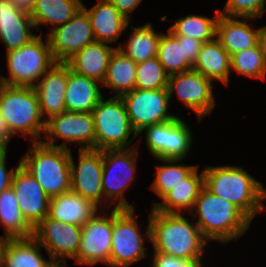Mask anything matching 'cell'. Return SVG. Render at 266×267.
Here are the masks:
<instances>
[{
	"mask_svg": "<svg viewBox=\"0 0 266 267\" xmlns=\"http://www.w3.org/2000/svg\"><path fill=\"white\" fill-rule=\"evenodd\" d=\"M150 243L154 251L185 260H202L208 240L184 213H163L151 207Z\"/></svg>",
	"mask_w": 266,
	"mask_h": 267,
	"instance_id": "6da1fadb",
	"label": "cell"
},
{
	"mask_svg": "<svg viewBox=\"0 0 266 267\" xmlns=\"http://www.w3.org/2000/svg\"><path fill=\"white\" fill-rule=\"evenodd\" d=\"M204 187L212 194L235 204L251 221L266 210V188L241 166L203 168Z\"/></svg>",
	"mask_w": 266,
	"mask_h": 267,
	"instance_id": "7a4b0ae2",
	"label": "cell"
},
{
	"mask_svg": "<svg viewBox=\"0 0 266 267\" xmlns=\"http://www.w3.org/2000/svg\"><path fill=\"white\" fill-rule=\"evenodd\" d=\"M195 213L197 215H195ZM208 241L228 244L249 230L252 221L232 202L212 194L203 187L189 215Z\"/></svg>",
	"mask_w": 266,
	"mask_h": 267,
	"instance_id": "3957f363",
	"label": "cell"
},
{
	"mask_svg": "<svg viewBox=\"0 0 266 267\" xmlns=\"http://www.w3.org/2000/svg\"><path fill=\"white\" fill-rule=\"evenodd\" d=\"M20 162L51 198L71 191L70 151L32 142Z\"/></svg>",
	"mask_w": 266,
	"mask_h": 267,
	"instance_id": "277c9868",
	"label": "cell"
},
{
	"mask_svg": "<svg viewBox=\"0 0 266 267\" xmlns=\"http://www.w3.org/2000/svg\"><path fill=\"white\" fill-rule=\"evenodd\" d=\"M0 112L14 135H28L32 142L44 138L45 120L34 87L1 84Z\"/></svg>",
	"mask_w": 266,
	"mask_h": 267,
	"instance_id": "5b68a950",
	"label": "cell"
},
{
	"mask_svg": "<svg viewBox=\"0 0 266 267\" xmlns=\"http://www.w3.org/2000/svg\"><path fill=\"white\" fill-rule=\"evenodd\" d=\"M95 149H127L138 147L133 142L139 137L133 129L121 97H103L93 109ZM132 136V137H131Z\"/></svg>",
	"mask_w": 266,
	"mask_h": 267,
	"instance_id": "8992f818",
	"label": "cell"
},
{
	"mask_svg": "<svg viewBox=\"0 0 266 267\" xmlns=\"http://www.w3.org/2000/svg\"><path fill=\"white\" fill-rule=\"evenodd\" d=\"M138 147L103 150L102 193L104 210L135 209L125 191L136 182ZM117 203V204H116Z\"/></svg>",
	"mask_w": 266,
	"mask_h": 267,
	"instance_id": "52a82bcc",
	"label": "cell"
},
{
	"mask_svg": "<svg viewBox=\"0 0 266 267\" xmlns=\"http://www.w3.org/2000/svg\"><path fill=\"white\" fill-rule=\"evenodd\" d=\"M6 60L9 75H2V80L3 84L12 86L34 87L56 63L41 32L21 48L7 51Z\"/></svg>",
	"mask_w": 266,
	"mask_h": 267,
	"instance_id": "ba28073f",
	"label": "cell"
},
{
	"mask_svg": "<svg viewBox=\"0 0 266 267\" xmlns=\"http://www.w3.org/2000/svg\"><path fill=\"white\" fill-rule=\"evenodd\" d=\"M135 211L136 209H113L110 267H130L148 256L144 244L145 241H150L149 216L144 233V230L140 231V223L136 220Z\"/></svg>",
	"mask_w": 266,
	"mask_h": 267,
	"instance_id": "9c48e42d",
	"label": "cell"
},
{
	"mask_svg": "<svg viewBox=\"0 0 266 267\" xmlns=\"http://www.w3.org/2000/svg\"><path fill=\"white\" fill-rule=\"evenodd\" d=\"M42 143L52 147L71 149L68 144L80 145L79 149H95V130L92 112H63L45 121ZM58 138L64 140L58 145Z\"/></svg>",
	"mask_w": 266,
	"mask_h": 267,
	"instance_id": "30bf717a",
	"label": "cell"
},
{
	"mask_svg": "<svg viewBox=\"0 0 266 267\" xmlns=\"http://www.w3.org/2000/svg\"><path fill=\"white\" fill-rule=\"evenodd\" d=\"M133 129L139 134L145 127L167 122L178 115L169 113L167 88L138 89L121 96Z\"/></svg>",
	"mask_w": 266,
	"mask_h": 267,
	"instance_id": "8fae6325",
	"label": "cell"
},
{
	"mask_svg": "<svg viewBox=\"0 0 266 267\" xmlns=\"http://www.w3.org/2000/svg\"><path fill=\"white\" fill-rule=\"evenodd\" d=\"M104 215H102L103 213ZM78 253L73 259L78 265L94 266L104 263L110 267L113 234V208L107 213L100 209L83 224Z\"/></svg>",
	"mask_w": 266,
	"mask_h": 267,
	"instance_id": "7c38bea8",
	"label": "cell"
},
{
	"mask_svg": "<svg viewBox=\"0 0 266 267\" xmlns=\"http://www.w3.org/2000/svg\"><path fill=\"white\" fill-rule=\"evenodd\" d=\"M214 86L212 80L192 69L169 75L167 90L170 102L173 94H177L187 110L195 112L198 120L201 121L203 117L211 114L217 105L213 93Z\"/></svg>",
	"mask_w": 266,
	"mask_h": 267,
	"instance_id": "4fadbf2b",
	"label": "cell"
},
{
	"mask_svg": "<svg viewBox=\"0 0 266 267\" xmlns=\"http://www.w3.org/2000/svg\"><path fill=\"white\" fill-rule=\"evenodd\" d=\"M45 35L56 63H65L89 43L96 41L90 18L82 7L70 21Z\"/></svg>",
	"mask_w": 266,
	"mask_h": 267,
	"instance_id": "5bb4252c",
	"label": "cell"
},
{
	"mask_svg": "<svg viewBox=\"0 0 266 267\" xmlns=\"http://www.w3.org/2000/svg\"><path fill=\"white\" fill-rule=\"evenodd\" d=\"M77 164L70 151L71 191L92 201L102 210L103 151L79 149Z\"/></svg>",
	"mask_w": 266,
	"mask_h": 267,
	"instance_id": "9a60e30c",
	"label": "cell"
},
{
	"mask_svg": "<svg viewBox=\"0 0 266 267\" xmlns=\"http://www.w3.org/2000/svg\"><path fill=\"white\" fill-rule=\"evenodd\" d=\"M81 226L45 217L33 228V237L45 248L52 260L74 259L81 242Z\"/></svg>",
	"mask_w": 266,
	"mask_h": 267,
	"instance_id": "2e32d148",
	"label": "cell"
},
{
	"mask_svg": "<svg viewBox=\"0 0 266 267\" xmlns=\"http://www.w3.org/2000/svg\"><path fill=\"white\" fill-rule=\"evenodd\" d=\"M12 188L23 217L32 228L36 227L48 216L50 197L21 165L13 175Z\"/></svg>",
	"mask_w": 266,
	"mask_h": 267,
	"instance_id": "e0dca14e",
	"label": "cell"
},
{
	"mask_svg": "<svg viewBox=\"0 0 266 267\" xmlns=\"http://www.w3.org/2000/svg\"><path fill=\"white\" fill-rule=\"evenodd\" d=\"M67 81L68 66L65 63H55L34 86L45 121L66 111L64 98Z\"/></svg>",
	"mask_w": 266,
	"mask_h": 267,
	"instance_id": "ac0fdd59",
	"label": "cell"
},
{
	"mask_svg": "<svg viewBox=\"0 0 266 267\" xmlns=\"http://www.w3.org/2000/svg\"><path fill=\"white\" fill-rule=\"evenodd\" d=\"M34 29L30 14L21 11L9 0H0V41L6 45V52L29 43L37 36Z\"/></svg>",
	"mask_w": 266,
	"mask_h": 267,
	"instance_id": "d6986e66",
	"label": "cell"
},
{
	"mask_svg": "<svg viewBox=\"0 0 266 267\" xmlns=\"http://www.w3.org/2000/svg\"><path fill=\"white\" fill-rule=\"evenodd\" d=\"M254 18L228 17L219 15L216 24V39L227 50L230 56L236 52L250 49L259 43L264 26L256 28L251 25ZM249 21V22H248Z\"/></svg>",
	"mask_w": 266,
	"mask_h": 267,
	"instance_id": "ffe728a7",
	"label": "cell"
},
{
	"mask_svg": "<svg viewBox=\"0 0 266 267\" xmlns=\"http://www.w3.org/2000/svg\"><path fill=\"white\" fill-rule=\"evenodd\" d=\"M117 47L94 41L68 59L65 64L73 72L103 82L110 58Z\"/></svg>",
	"mask_w": 266,
	"mask_h": 267,
	"instance_id": "44dd1931",
	"label": "cell"
},
{
	"mask_svg": "<svg viewBox=\"0 0 266 267\" xmlns=\"http://www.w3.org/2000/svg\"><path fill=\"white\" fill-rule=\"evenodd\" d=\"M88 9L84 3L82 8L87 12L96 41L104 43H117L119 36L130 24L112 3L102 0Z\"/></svg>",
	"mask_w": 266,
	"mask_h": 267,
	"instance_id": "7402d4cb",
	"label": "cell"
},
{
	"mask_svg": "<svg viewBox=\"0 0 266 267\" xmlns=\"http://www.w3.org/2000/svg\"><path fill=\"white\" fill-rule=\"evenodd\" d=\"M204 187V172L199 166L162 198L154 202L152 208L163 213H186L192 210L196 199Z\"/></svg>",
	"mask_w": 266,
	"mask_h": 267,
	"instance_id": "603a6c76",
	"label": "cell"
},
{
	"mask_svg": "<svg viewBox=\"0 0 266 267\" xmlns=\"http://www.w3.org/2000/svg\"><path fill=\"white\" fill-rule=\"evenodd\" d=\"M99 209L92 201L70 191L50 198L48 216L65 224L82 226Z\"/></svg>",
	"mask_w": 266,
	"mask_h": 267,
	"instance_id": "cb8c5ba5",
	"label": "cell"
},
{
	"mask_svg": "<svg viewBox=\"0 0 266 267\" xmlns=\"http://www.w3.org/2000/svg\"><path fill=\"white\" fill-rule=\"evenodd\" d=\"M102 83L79 75L68 67V81L65 91L67 112H92L104 97L100 89Z\"/></svg>",
	"mask_w": 266,
	"mask_h": 267,
	"instance_id": "d4e9b609",
	"label": "cell"
},
{
	"mask_svg": "<svg viewBox=\"0 0 266 267\" xmlns=\"http://www.w3.org/2000/svg\"><path fill=\"white\" fill-rule=\"evenodd\" d=\"M192 69L213 82L218 81L228 87L231 73L230 54L215 38L202 44Z\"/></svg>",
	"mask_w": 266,
	"mask_h": 267,
	"instance_id": "484cf974",
	"label": "cell"
},
{
	"mask_svg": "<svg viewBox=\"0 0 266 267\" xmlns=\"http://www.w3.org/2000/svg\"><path fill=\"white\" fill-rule=\"evenodd\" d=\"M137 63L118 48L112 54L102 87L110 88L116 97L135 89Z\"/></svg>",
	"mask_w": 266,
	"mask_h": 267,
	"instance_id": "4316f807",
	"label": "cell"
},
{
	"mask_svg": "<svg viewBox=\"0 0 266 267\" xmlns=\"http://www.w3.org/2000/svg\"><path fill=\"white\" fill-rule=\"evenodd\" d=\"M81 0H35L30 16L35 29L40 26H52V29L65 24L82 7Z\"/></svg>",
	"mask_w": 266,
	"mask_h": 267,
	"instance_id": "83f0119b",
	"label": "cell"
},
{
	"mask_svg": "<svg viewBox=\"0 0 266 267\" xmlns=\"http://www.w3.org/2000/svg\"><path fill=\"white\" fill-rule=\"evenodd\" d=\"M132 30L127 38L126 46L122 43L117 48L129 58H132L137 64L148 59L154 58L158 54V46L161 32H156L152 23L147 22L143 26L128 27Z\"/></svg>",
	"mask_w": 266,
	"mask_h": 267,
	"instance_id": "f1b7e54d",
	"label": "cell"
},
{
	"mask_svg": "<svg viewBox=\"0 0 266 267\" xmlns=\"http://www.w3.org/2000/svg\"><path fill=\"white\" fill-rule=\"evenodd\" d=\"M42 248L34 237L9 239L3 267H47L52 259L44 258Z\"/></svg>",
	"mask_w": 266,
	"mask_h": 267,
	"instance_id": "f546056e",
	"label": "cell"
},
{
	"mask_svg": "<svg viewBox=\"0 0 266 267\" xmlns=\"http://www.w3.org/2000/svg\"><path fill=\"white\" fill-rule=\"evenodd\" d=\"M0 226L4 229V237H33V228L23 217L12 186L0 193Z\"/></svg>",
	"mask_w": 266,
	"mask_h": 267,
	"instance_id": "4dcf8cb0",
	"label": "cell"
},
{
	"mask_svg": "<svg viewBox=\"0 0 266 267\" xmlns=\"http://www.w3.org/2000/svg\"><path fill=\"white\" fill-rule=\"evenodd\" d=\"M156 160L161 162L162 165H155V178L149 187L160 199L173 189L174 186L181 183L182 180L188 177L199 166V164L184 165V163H182L184 162L183 159Z\"/></svg>",
	"mask_w": 266,
	"mask_h": 267,
	"instance_id": "1f68e13d",
	"label": "cell"
},
{
	"mask_svg": "<svg viewBox=\"0 0 266 267\" xmlns=\"http://www.w3.org/2000/svg\"><path fill=\"white\" fill-rule=\"evenodd\" d=\"M219 15V9L216 10L213 18L189 13V15L176 19L168 30L175 36L191 37L203 43L210 42L216 38V24Z\"/></svg>",
	"mask_w": 266,
	"mask_h": 267,
	"instance_id": "d6a6232c",
	"label": "cell"
},
{
	"mask_svg": "<svg viewBox=\"0 0 266 267\" xmlns=\"http://www.w3.org/2000/svg\"><path fill=\"white\" fill-rule=\"evenodd\" d=\"M187 123L179 116L166 122L165 159L184 160L188 157L194 139Z\"/></svg>",
	"mask_w": 266,
	"mask_h": 267,
	"instance_id": "836d02e7",
	"label": "cell"
},
{
	"mask_svg": "<svg viewBox=\"0 0 266 267\" xmlns=\"http://www.w3.org/2000/svg\"><path fill=\"white\" fill-rule=\"evenodd\" d=\"M167 31V34L161 32L157 54L164 71L171 75L192 70V65L183 56L182 36Z\"/></svg>",
	"mask_w": 266,
	"mask_h": 267,
	"instance_id": "e575fe53",
	"label": "cell"
},
{
	"mask_svg": "<svg viewBox=\"0 0 266 267\" xmlns=\"http://www.w3.org/2000/svg\"><path fill=\"white\" fill-rule=\"evenodd\" d=\"M231 72L242 77L266 81V64L260 43L230 56Z\"/></svg>",
	"mask_w": 266,
	"mask_h": 267,
	"instance_id": "d590c367",
	"label": "cell"
},
{
	"mask_svg": "<svg viewBox=\"0 0 266 267\" xmlns=\"http://www.w3.org/2000/svg\"><path fill=\"white\" fill-rule=\"evenodd\" d=\"M168 76L156 56L137 64L135 88L147 90L167 88Z\"/></svg>",
	"mask_w": 266,
	"mask_h": 267,
	"instance_id": "8d00e7d4",
	"label": "cell"
},
{
	"mask_svg": "<svg viewBox=\"0 0 266 267\" xmlns=\"http://www.w3.org/2000/svg\"><path fill=\"white\" fill-rule=\"evenodd\" d=\"M266 0H227L220 15L239 18H262L266 12Z\"/></svg>",
	"mask_w": 266,
	"mask_h": 267,
	"instance_id": "74e56055",
	"label": "cell"
},
{
	"mask_svg": "<svg viewBox=\"0 0 266 267\" xmlns=\"http://www.w3.org/2000/svg\"><path fill=\"white\" fill-rule=\"evenodd\" d=\"M145 134V144L155 159H165L166 122L145 127L141 133Z\"/></svg>",
	"mask_w": 266,
	"mask_h": 267,
	"instance_id": "f35d334b",
	"label": "cell"
},
{
	"mask_svg": "<svg viewBox=\"0 0 266 267\" xmlns=\"http://www.w3.org/2000/svg\"><path fill=\"white\" fill-rule=\"evenodd\" d=\"M150 267H204L203 260H185L153 252Z\"/></svg>",
	"mask_w": 266,
	"mask_h": 267,
	"instance_id": "ab89813d",
	"label": "cell"
},
{
	"mask_svg": "<svg viewBox=\"0 0 266 267\" xmlns=\"http://www.w3.org/2000/svg\"><path fill=\"white\" fill-rule=\"evenodd\" d=\"M7 150H0V193L12 186V179L15 171L21 165L18 163L16 167L7 170Z\"/></svg>",
	"mask_w": 266,
	"mask_h": 267,
	"instance_id": "60d3db41",
	"label": "cell"
},
{
	"mask_svg": "<svg viewBox=\"0 0 266 267\" xmlns=\"http://www.w3.org/2000/svg\"><path fill=\"white\" fill-rule=\"evenodd\" d=\"M203 42L198 39L182 36L183 56L193 66L200 52Z\"/></svg>",
	"mask_w": 266,
	"mask_h": 267,
	"instance_id": "b9f144b4",
	"label": "cell"
},
{
	"mask_svg": "<svg viewBox=\"0 0 266 267\" xmlns=\"http://www.w3.org/2000/svg\"><path fill=\"white\" fill-rule=\"evenodd\" d=\"M107 3H112L114 7L128 20L130 19V13L142 3L143 0H102Z\"/></svg>",
	"mask_w": 266,
	"mask_h": 267,
	"instance_id": "7bdbcfd3",
	"label": "cell"
},
{
	"mask_svg": "<svg viewBox=\"0 0 266 267\" xmlns=\"http://www.w3.org/2000/svg\"><path fill=\"white\" fill-rule=\"evenodd\" d=\"M13 137L14 134L7 126L0 112V150H7L8 144Z\"/></svg>",
	"mask_w": 266,
	"mask_h": 267,
	"instance_id": "ee69618b",
	"label": "cell"
},
{
	"mask_svg": "<svg viewBox=\"0 0 266 267\" xmlns=\"http://www.w3.org/2000/svg\"><path fill=\"white\" fill-rule=\"evenodd\" d=\"M14 6L28 14L34 9L35 0H9Z\"/></svg>",
	"mask_w": 266,
	"mask_h": 267,
	"instance_id": "f6af8a7d",
	"label": "cell"
},
{
	"mask_svg": "<svg viewBox=\"0 0 266 267\" xmlns=\"http://www.w3.org/2000/svg\"><path fill=\"white\" fill-rule=\"evenodd\" d=\"M9 239L10 238L4 237L3 235L0 236V267H3L5 249L8 245Z\"/></svg>",
	"mask_w": 266,
	"mask_h": 267,
	"instance_id": "bcb514c9",
	"label": "cell"
},
{
	"mask_svg": "<svg viewBox=\"0 0 266 267\" xmlns=\"http://www.w3.org/2000/svg\"><path fill=\"white\" fill-rule=\"evenodd\" d=\"M259 43L261 45L263 55H264L265 64H266V27L263 28V30L260 34Z\"/></svg>",
	"mask_w": 266,
	"mask_h": 267,
	"instance_id": "7dc6e473",
	"label": "cell"
},
{
	"mask_svg": "<svg viewBox=\"0 0 266 267\" xmlns=\"http://www.w3.org/2000/svg\"><path fill=\"white\" fill-rule=\"evenodd\" d=\"M66 261L62 260H52L47 267H67ZM69 267V266H68Z\"/></svg>",
	"mask_w": 266,
	"mask_h": 267,
	"instance_id": "c3c4849f",
	"label": "cell"
},
{
	"mask_svg": "<svg viewBox=\"0 0 266 267\" xmlns=\"http://www.w3.org/2000/svg\"><path fill=\"white\" fill-rule=\"evenodd\" d=\"M3 84L2 74H0V85Z\"/></svg>",
	"mask_w": 266,
	"mask_h": 267,
	"instance_id": "681fc988",
	"label": "cell"
}]
</instances>
